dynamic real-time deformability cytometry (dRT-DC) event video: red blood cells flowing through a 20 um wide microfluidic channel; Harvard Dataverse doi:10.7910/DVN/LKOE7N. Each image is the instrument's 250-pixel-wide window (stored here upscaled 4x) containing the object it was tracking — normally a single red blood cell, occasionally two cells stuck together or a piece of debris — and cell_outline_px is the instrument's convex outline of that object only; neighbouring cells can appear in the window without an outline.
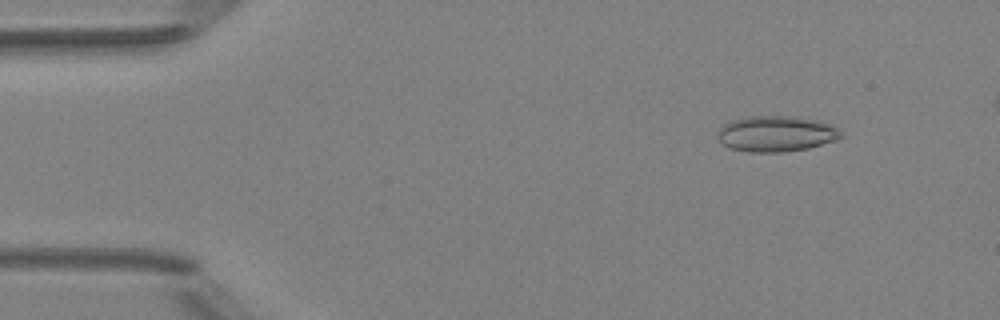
{"species": "Egyptian fruit bat (a non-hibernating species)", "species_latin": "Rousettus aegyptiacus", "temperature_condition": "room temperature", "stored_images_in_passage": 6, "camera_frame_rate_fps": 3000, "um_per_image_px": 0.085, "animal": {"sex": "female"}, "frame": {"image": 1, "passage_image": 2, "time_ms": 1.333, "image_size_px": [1000, 320], "cell_outline_px": [[844, 136], [836, 140], [808, 148], [784, 152], [748, 152], [732, 148], [724, 144], [716, 136], [720, 128], [724, 124], [732, 120], [744, 116], [796, 116], [820, 120], [836, 128]], "centroid_in_image_um": [65.97, 11.36], "position_along_channel_um": 19.0, "area_um2": 25.78}}
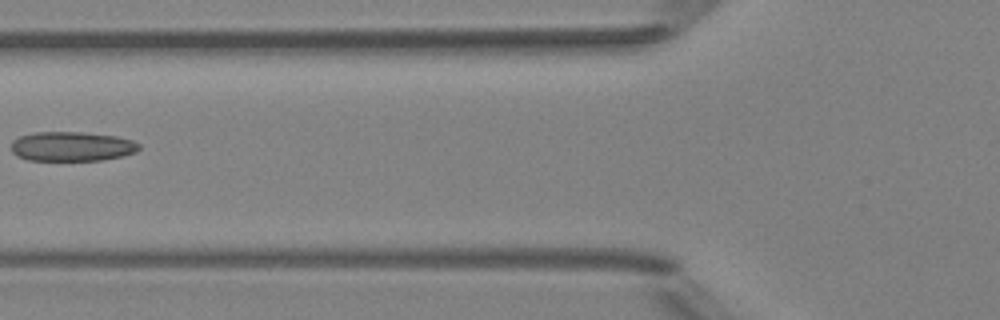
{"frame": {"image": 2, "passage_image": 6, "time_ms": 6.0, "image_size_px": [1000, 320], "cell_outline_px": [[140, 148], [136, 152], [124, 156], [104, 160], [28, 160], [16, 156], [12, 152], [12, 140], [20, 136], [32, 132], [80, 132], [116, 136], [132, 140], [140, 144]], "centroid_in_image_um": [6.11, 12.45], "position_along_channel_um": 119.7, "area_um2": 22.14}}